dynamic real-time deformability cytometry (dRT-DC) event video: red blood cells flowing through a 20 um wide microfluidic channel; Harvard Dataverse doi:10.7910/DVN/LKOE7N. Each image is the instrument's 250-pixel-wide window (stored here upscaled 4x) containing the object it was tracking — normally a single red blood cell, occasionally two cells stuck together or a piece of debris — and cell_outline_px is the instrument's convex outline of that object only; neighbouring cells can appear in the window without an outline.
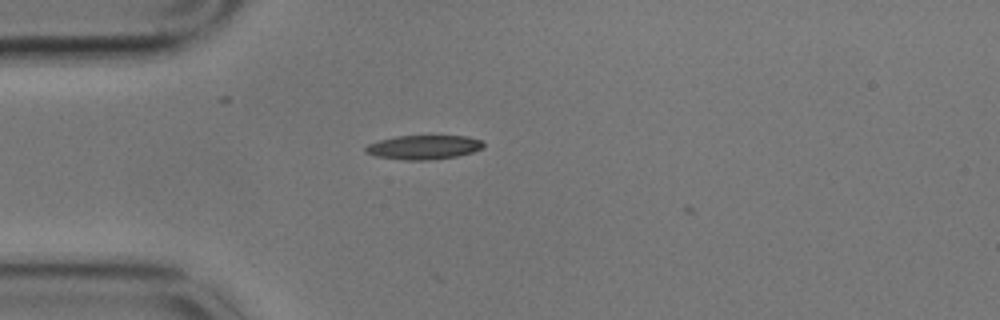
{"species": "common noctule bat (a hibernating species)", "species_latin": "Nyctalus noctula", "temperature_condition": "cold", "stored_images_in_passage": 18, "camera_frame_rate_fps": 3000, "um_per_image_px": 0.085, "animal": {"sex": "male", "body_mass_g": 17.9}, "frame": {"image": 1, "passage_image": 3, "time_ms": 0.667, "image_size_px": [1000, 320], "cell_outline_px": [[484, 148], [472, 152], [456, 156], [432, 160], [404, 160], [376, 156], [364, 152], [364, 148], [368, 144], [380, 140], [396, 136], [468, 136], [484, 140]], "centroid_in_image_um": [36.04, 12.51], "position_along_channel_um": 49.0, "area_um2": 16.7}}
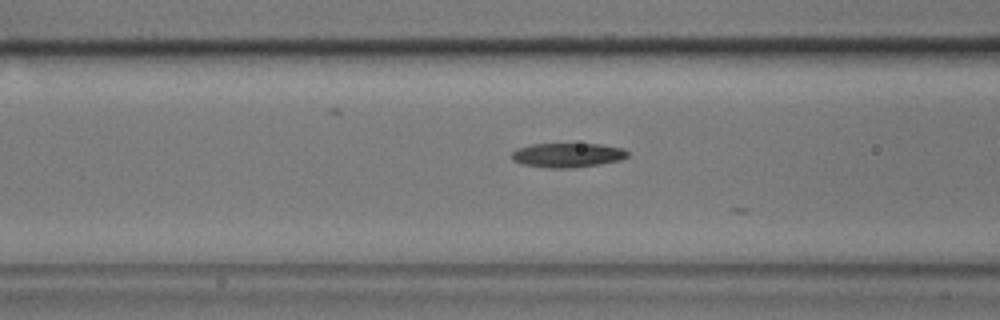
{"frame": {"image": 2, "passage_image": 10, "time_ms": 3.0, "image_size_px": [1000, 320], "cell_outline_px": [[628, 156], [620, 160], [600, 164], [572, 168], [548, 168], [520, 164], [512, 160], [512, 152], [516, 148], [532, 144], [600, 144], [624, 148], [628, 152]], "centroid_in_image_um": [48.22, 13.19], "position_along_channel_um": 118.4, "area_um2": 16.59}}